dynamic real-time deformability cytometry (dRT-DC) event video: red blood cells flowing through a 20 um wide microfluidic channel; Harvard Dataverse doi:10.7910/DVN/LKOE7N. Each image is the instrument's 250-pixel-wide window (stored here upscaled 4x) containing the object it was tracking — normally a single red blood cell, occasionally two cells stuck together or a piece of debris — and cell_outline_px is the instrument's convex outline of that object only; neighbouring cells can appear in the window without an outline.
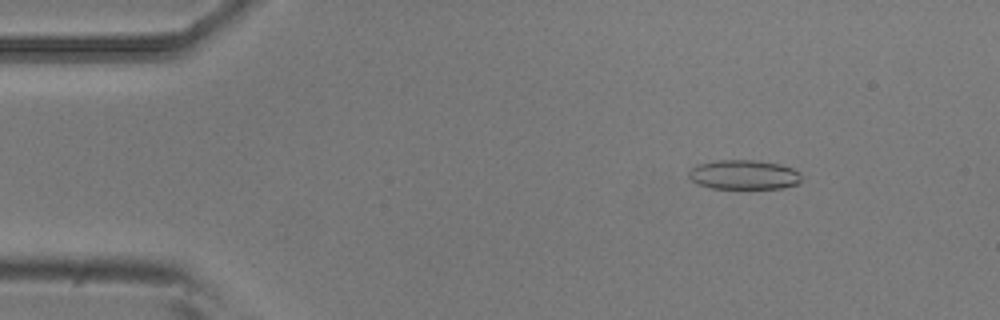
{"species": "common noctule bat (a hibernating species)", "species_latin": "Nyctalus noctula", "temperature_condition": "room temperature", "stored_images_in_passage": 5, "camera_frame_rate_fps": 3000, "um_per_image_px": 0.085, "animal": {"sex": "male", "body_mass_g": 20.5, "forearm_length_mm": 52.5}, "frame": {"image": 1, "passage_image": 2, "time_ms": 0.333, "image_size_px": [1000, 320], "cell_outline_px": [[800, 180], [796, 184], [784, 188], [712, 188], [696, 184], [688, 176], [688, 172], [692, 168], [700, 164], [716, 160], [756, 160], [780, 164], [792, 168], [800, 172]], "centroid_in_image_um": [63.22, 14.85], "position_along_channel_um": 21.8, "area_um2": 19.31}}
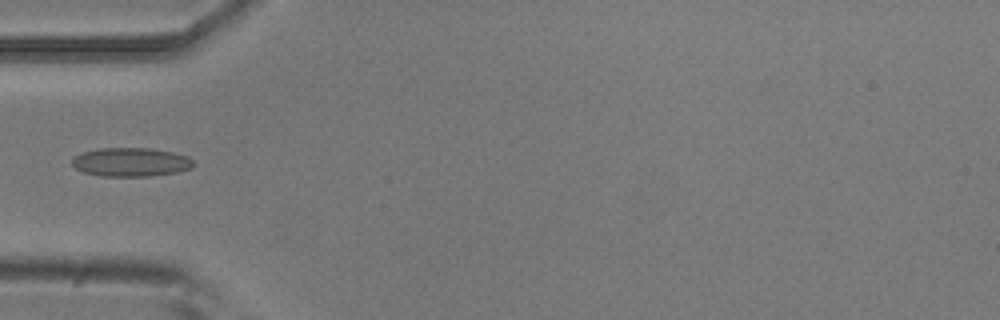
{"frame": {"image": 2, "passage_image": 5, "time_ms": 1.333, "image_size_px": [1000, 320], "cell_outline_px": [[196, 164], [192, 168], [176, 172], [148, 176], [100, 176], [84, 172], [76, 168], [72, 164], [72, 156], [84, 152], [100, 148], [152, 148], [172, 152], [188, 156]], "centroid_in_image_um": [11.13, 13.77], "position_along_channel_um": 73.9, "area_um2": 20.4}}